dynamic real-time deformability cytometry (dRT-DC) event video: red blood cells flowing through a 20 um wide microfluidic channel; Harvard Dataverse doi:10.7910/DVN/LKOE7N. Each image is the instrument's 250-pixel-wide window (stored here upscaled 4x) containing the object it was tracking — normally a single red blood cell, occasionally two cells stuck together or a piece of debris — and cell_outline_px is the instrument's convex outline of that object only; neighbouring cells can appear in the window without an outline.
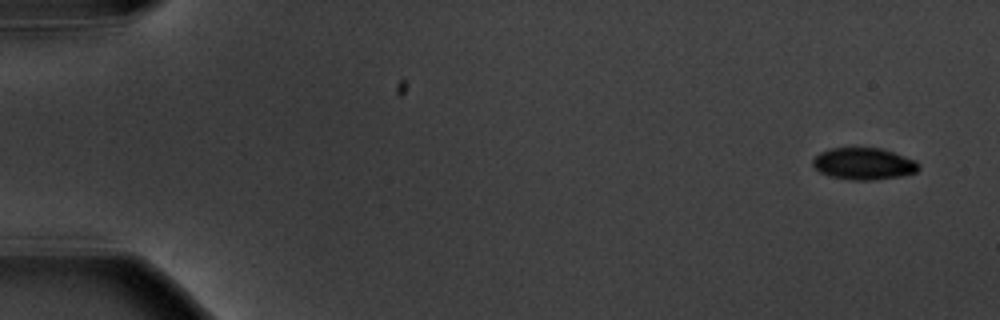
{"species": "common noctule bat (a hibernating species)", "species_latin": "Nyctalus noctula", "temperature_condition": "warm", "stored_images_in_passage": 10, "camera_frame_rate_fps": 3000, "um_per_image_px": 0.085, "animal": {"sex": "male", "body_mass_g": 20.1, "forearm_length_mm": 53.5}, "frame": {"image": 1, "passage_image": 1, "time_ms": 0.0, "image_size_px": [1000, 320], "cell_outline_px": [[920, 168], [916, 172], [900, 176], [872, 180], [852, 180], [832, 176], [820, 172], [812, 164], [812, 160], [820, 152], [832, 148], [880, 148], [916, 160], [920, 164]], "centroid_in_image_um": [73.43, 13.92], "position_along_channel_um": 11.6, "area_um2": 19.48}}
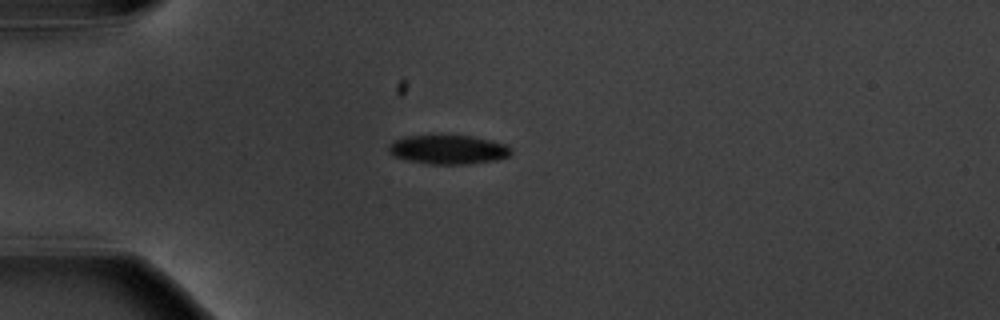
{"frame": {"image": 2, "passage_image": 4, "time_ms": 4.333, "image_size_px": [1000, 320], "cell_outline_px": [[512, 152], [508, 156], [496, 160], [468, 164], [432, 164], [408, 160], [392, 156], [388, 152], [388, 144], [396, 140], [408, 136], [472, 136], [492, 140], [508, 144], [512, 148]], "centroid_in_image_um": [38.13, 12.72], "position_along_channel_um": 46.9, "area_um2": 20.75}}
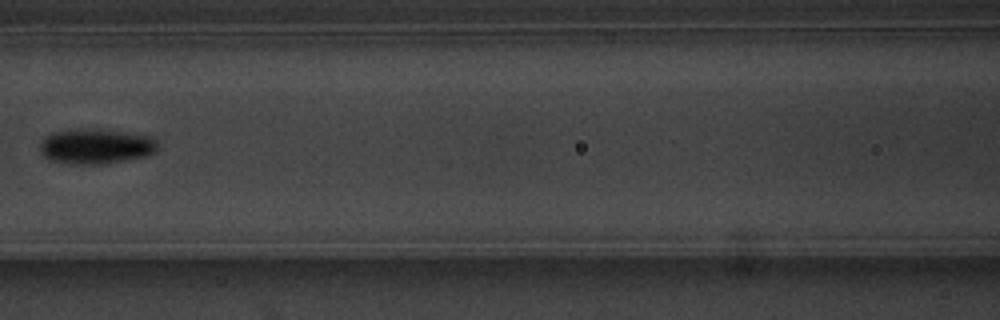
{"frame": {"image": 3, "passage_image": 7, "time_ms": 8.0, "image_size_px": [1000, 320], "cell_outline_px": [[156, 152], [148, 156], [100, 164], [72, 164], [52, 160], [44, 156], [40, 152], [40, 144], [52, 132], [88, 128], [100, 128], [148, 136], [156, 140]], "centroid_in_image_um": [8.16, 12.43], "position_along_channel_um": 158.4, "area_um2": 23.93}}